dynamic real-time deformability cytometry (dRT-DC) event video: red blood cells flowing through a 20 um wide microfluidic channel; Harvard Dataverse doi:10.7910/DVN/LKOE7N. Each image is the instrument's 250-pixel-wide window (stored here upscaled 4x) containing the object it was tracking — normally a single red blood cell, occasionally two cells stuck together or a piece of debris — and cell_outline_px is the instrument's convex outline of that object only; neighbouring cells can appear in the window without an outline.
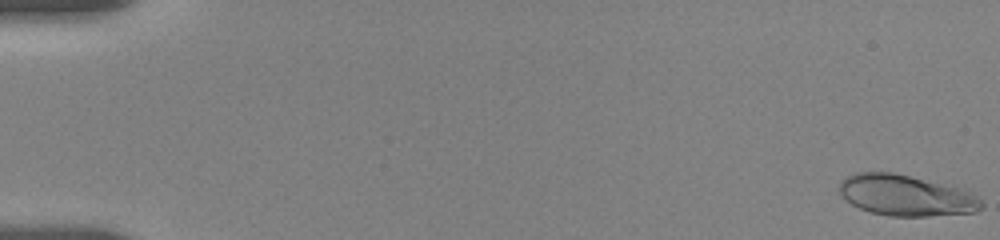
{"species": "human", "species_latin": "Homo sapiens", "temperature_condition": "room temperature", "stored_images_in_passage": 21, "camera_frame_rate_fps": 3000, "um_per_image_px": 0.085, "donor": {"sex": "female"}, "frame": {"image": 1, "passage_image": 1, "time_ms": 0.0, "image_size_px": [1000, 240], "cell_outline_px": [[984, 208], [976, 212], [928, 216], [888, 216], [868, 212], [844, 200], [840, 196], [836, 188], [840, 180], [856, 172], [892, 172], [956, 188], [968, 192], [976, 196], [984, 204]], "centroid_in_image_um": [76.91, 16.63], "position_along_channel_um": 8.1, "area_um2": 33.81}}